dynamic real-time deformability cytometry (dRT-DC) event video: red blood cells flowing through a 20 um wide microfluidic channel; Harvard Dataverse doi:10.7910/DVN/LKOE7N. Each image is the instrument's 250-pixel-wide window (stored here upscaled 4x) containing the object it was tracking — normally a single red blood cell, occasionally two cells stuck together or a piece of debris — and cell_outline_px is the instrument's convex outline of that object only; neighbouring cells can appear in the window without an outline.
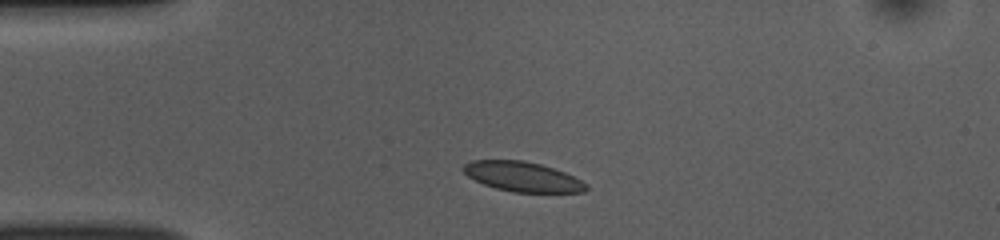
{"species": "common noctule bat (a hibernating species)", "species_latin": "Nyctalus noctula", "temperature_condition": "room temperature", "stored_images_in_passage": 41, "camera_frame_rate_fps": 3000, "um_per_image_px": 0.085, "animal": {"sex": "female", "body_mass_g": 10.0, "forearm_length_mm": 53.1}, "frame": {"image": 1, "passage_image": 1, "time_ms": 0.0, "image_size_px": [1000, 240], "cell_outline_px": [[588, 188], [584, 192], [512, 192], [496, 188], [484, 184], [468, 176], [460, 168], [464, 164], [472, 160], [524, 160], [540, 164], [564, 172], [588, 184]], "centroid_in_image_um": [44.4, 15.01], "position_along_channel_um": 40.6, "area_um2": 21.21}}
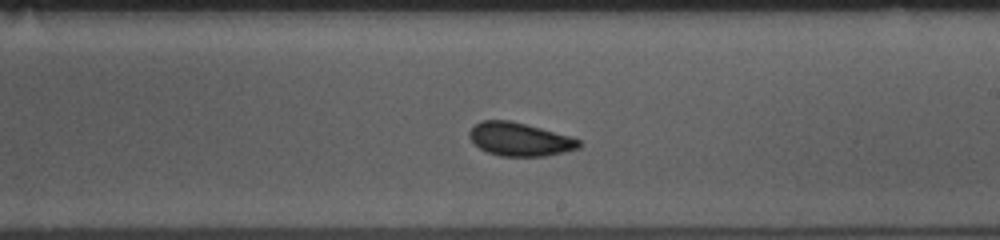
{"frame": {"image": 2, "passage_image": 19, "time_ms": 6.0, "image_size_px": [1000, 240], "cell_outline_px": [[580, 148], [564, 152], [544, 156], [500, 156], [488, 152], [480, 148], [468, 136], [468, 132], [480, 120], [508, 120], [572, 136], [580, 140]], "centroid_in_image_um": [44.19, 11.84], "position_along_channel_um": 244.8, "area_um2": 21.15}}
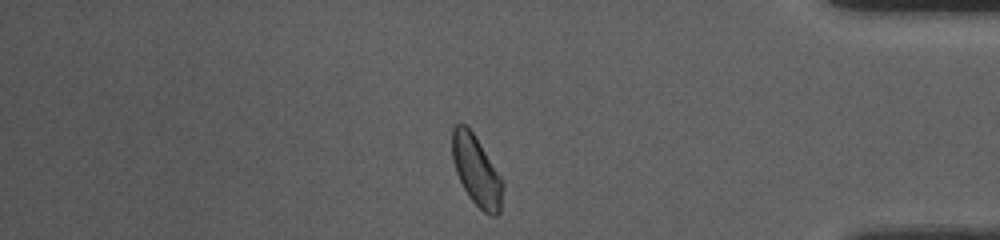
{"frame": {"image": 3, "passage_image": 33, "time_ms": 10.667, "image_size_px": [1000, 240], "cell_outline_px": [[504, 184], [500, 212], [496, 216], [488, 216], [468, 196], [456, 172], [452, 160], [452, 128], [456, 124], [464, 124], [472, 132], [504, 180]], "centroid_in_image_um": [40.51, 14.55], "position_along_channel_um": 394.7, "area_um2": 20.63}, "authors_computed_cell_mechanics": {"area_um2": 21.1548, "velocity_mm_per_s": 3.8193, "shape_relaxation_time_tau1_ms": 2.3871, "shape_relaxation_time_tau2_ms": 1.5404, "deformation_change_tau1": 0.0782, "deformation_change_tau2": 0.0569}}